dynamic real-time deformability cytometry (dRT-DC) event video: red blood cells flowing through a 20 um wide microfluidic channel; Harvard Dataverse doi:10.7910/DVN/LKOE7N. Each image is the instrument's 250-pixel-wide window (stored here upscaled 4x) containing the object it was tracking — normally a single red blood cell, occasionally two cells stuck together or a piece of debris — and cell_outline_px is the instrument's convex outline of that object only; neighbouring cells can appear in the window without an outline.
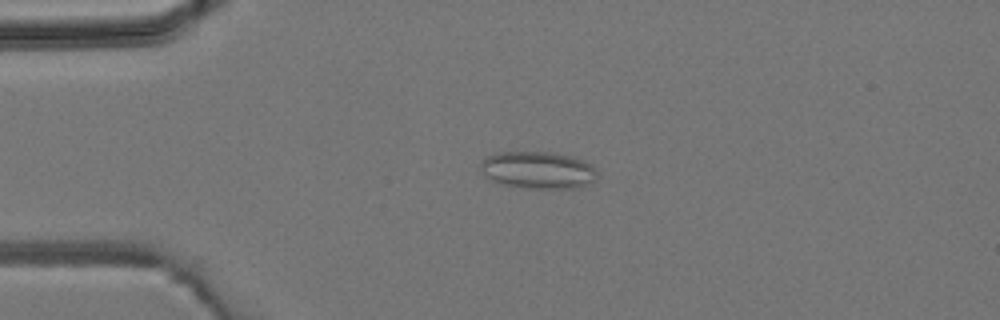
{"species": "common noctule bat (a hibernating species)", "species_latin": "Nyctalus noctula", "temperature_condition": "room temperature", "stored_images_in_passage": 37, "camera_frame_rate_fps": 3000, "um_per_image_px": 0.085, "animal": {"sex": "male", "body_mass_g": 19.2, "forearm_length_mm": 51.8}, "frame": {"image": 1, "passage_image": 3, "time_ms": 0.667, "image_size_px": [1000, 320], "cell_outline_px": [[596, 180], [588, 184], [572, 188], [532, 188], [504, 184], [488, 180], [480, 168], [480, 160], [496, 152], [552, 152], [572, 156], [584, 160], [592, 164], [596, 172]], "centroid_in_image_um": [45.71, 14.44], "position_along_channel_um": 39.3, "area_um2": 25.37}}
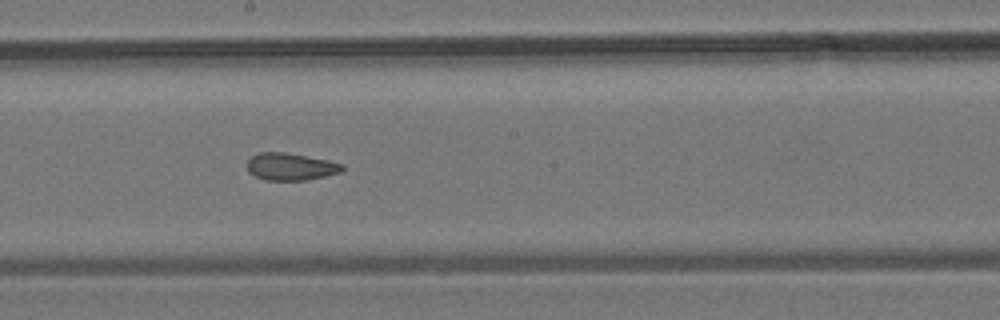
{"frame": {"image": 2, "passage_image": 17, "time_ms": 5.333, "image_size_px": [1000, 320], "cell_outline_px": [[344, 168], [340, 172], [324, 176], [304, 180], [264, 180], [248, 172], [244, 164], [252, 156], [260, 152], [284, 152], [328, 160], [344, 164]], "centroid_in_image_um": [24.65, 14.16], "position_along_channel_um": 223.5, "area_um2": 15.14}}
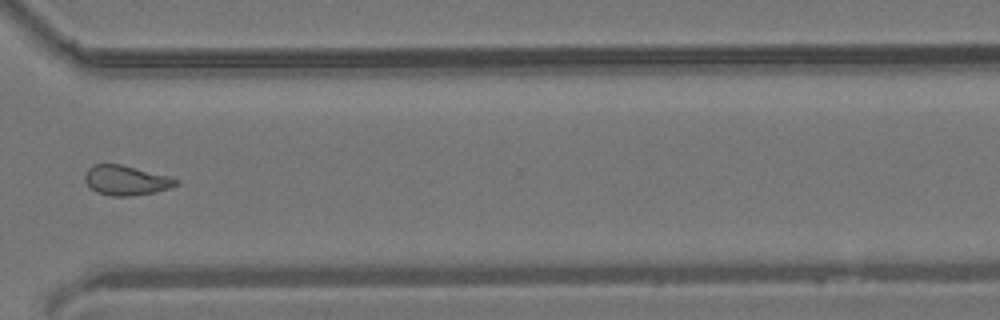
{"frame": {"image": 3, "passage_image": 26, "time_ms": 8.333, "image_size_px": [1000, 320], "cell_outline_px": [[180, 184], [168, 188], [152, 192], [132, 196], [112, 196], [96, 192], [84, 180], [84, 176], [88, 168], [92, 164], [120, 164], [168, 176], [180, 180]], "centroid_in_image_um": [10.7, 15.32], "position_along_channel_um": 359.9, "area_um2": 15.66}}